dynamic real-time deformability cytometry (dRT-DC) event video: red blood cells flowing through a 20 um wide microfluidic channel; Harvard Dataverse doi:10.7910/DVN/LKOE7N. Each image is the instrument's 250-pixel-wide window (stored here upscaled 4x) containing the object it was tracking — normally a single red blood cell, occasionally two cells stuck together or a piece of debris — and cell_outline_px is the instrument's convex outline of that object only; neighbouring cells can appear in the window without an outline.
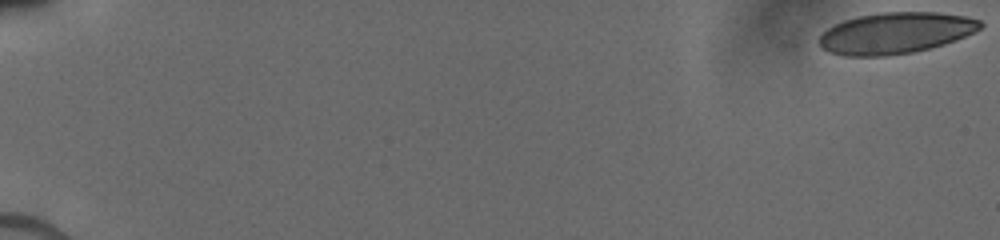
{"species": "human", "species_latin": "Homo sapiens", "temperature_condition": "cold", "stored_images_in_passage": 28, "camera_frame_rate_fps": 3000, "um_per_image_px": 0.085, "donor": {"sex": "male"}, "frame": {"image": 1, "passage_image": 1, "time_ms": 0.0, "image_size_px": [1000, 240], "cell_outline_px": [[984, 24], [980, 28], [964, 36], [944, 44], [912, 52], [884, 56], [844, 56], [828, 52], [816, 40], [828, 28], [844, 20], [860, 16], [880, 12], [936, 12], [968, 16], [980, 20]], "centroid_in_image_um": [76.11, 2.8], "position_along_channel_um": 8.9, "area_um2": 38.55}}
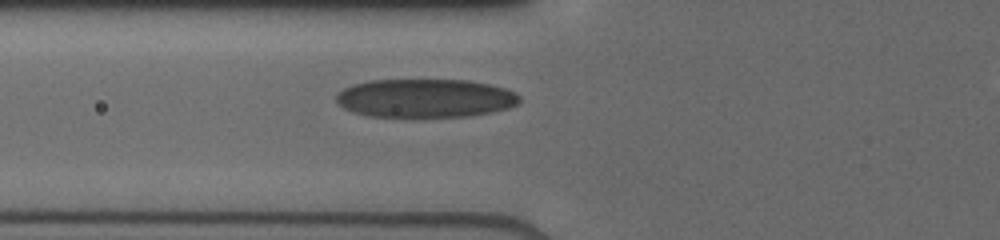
{"frame": {"image": 2, "passage_image": 26, "time_ms": 7.0, "image_size_px": [1000, 240], "cell_outline_px": [[520, 100], [516, 104], [508, 108], [492, 112], [464, 116], [368, 116], [352, 112], [344, 108], [336, 100], [336, 96], [344, 88], [352, 84], [372, 80], [468, 80], [488, 84], [504, 88], [516, 92], [520, 96]], "centroid_in_image_um": [36.14, 8.34], "position_along_channel_um": 89.7, "area_um2": 40.92}}
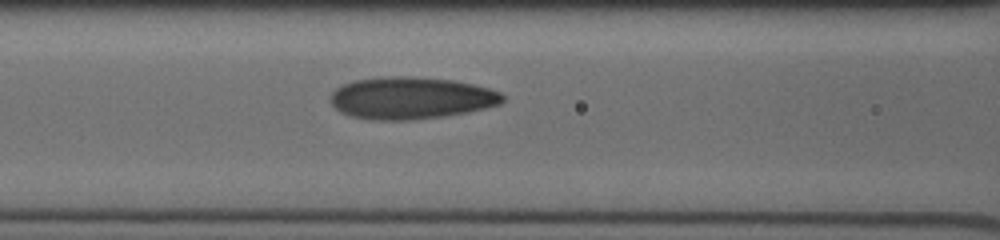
{"frame": {"image": 3, "passage_image": 28, "time_ms": 8.0, "image_size_px": [1000, 240], "cell_outline_px": [[504, 100], [500, 104], [468, 112], [444, 116], [412, 120], [372, 120], [348, 116], [340, 112], [332, 104], [332, 92], [336, 88], [344, 84], [356, 80], [392, 76], [408, 76], [452, 80], [472, 84], [488, 88], [500, 92], [504, 96]], "centroid_in_image_um": [34.94, 8.34], "position_along_channel_um": 131.7, "area_um2": 42.08}}